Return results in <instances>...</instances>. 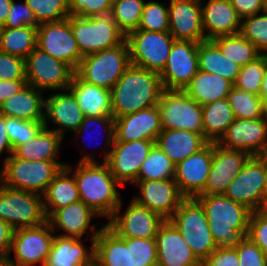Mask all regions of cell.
I'll return each mask as SVG.
<instances>
[{"label":"cell","mask_w":267,"mask_h":266,"mask_svg":"<svg viewBox=\"0 0 267 266\" xmlns=\"http://www.w3.org/2000/svg\"><path fill=\"white\" fill-rule=\"evenodd\" d=\"M89 266H99V265L96 262H94L93 264H91Z\"/></svg>","instance_id":"66"},{"label":"cell","mask_w":267,"mask_h":266,"mask_svg":"<svg viewBox=\"0 0 267 266\" xmlns=\"http://www.w3.org/2000/svg\"><path fill=\"white\" fill-rule=\"evenodd\" d=\"M170 32L134 30L126 36L132 65L160 74L174 42Z\"/></svg>","instance_id":"10"},{"label":"cell","mask_w":267,"mask_h":266,"mask_svg":"<svg viewBox=\"0 0 267 266\" xmlns=\"http://www.w3.org/2000/svg\"><path fill=\"white\" fill-rule=\"evenodd\" d=\"M235 119H258L267 115L260 96L233 87L227 95Z\"/></svg>","instance_id":"40"},{"label":"cell","mask_w":267,"mask_h":266,"mask_svg":"<svg viewBox=\"0 0 267 266\" xmlns=\"http://www.w3.org/2000/svg\"><path fill=\"white\" fill-rule=\"evenodd\" d=\"M43 196V207L47 219L57 210L80 201L74 175L65 167L50 182Z\"/></svg>","instance_id":"34"},{"label":"cell","mask_w":267,"mask_h":266,"mask_svg":"<svg viewBox=\"0 0 267 266\" xmlns=\"http://www.w3.org/2000/svg\"><path fill=\"white\" fill-rule=\"evenodd\" d=\"M122 207L123 201L106 223L121 238H155L160 226L166 221L134 200L129 202L123 212Z\"/></svg>","instance_id":"13"},{"label":"cell","mask_w":267,"mask_h":266,"mask_svg":"<svg viewBox=\"0 0 267 266\" xmlns=\"http://www.w3.org/2000/svg\"><path fill=\"white\" fill-rule=\"evenodd\" d=\"M13 0L11 3L10 11L8 13L5 28H17L21 26H38L33 11L28 7L25 0Z\"/></svg>","instance_id":"53"},{"label":"cell","mask_w":267,"mask_h":266,"mask_svg":"<svg viewBox=\"0 0 267 266\" xmlns=\"http://www.w3.org/2000/svg\"><path fill=\"white\" fill-rule=\"evenodd\" d=\"M240 33L256 46L261 54H267V13L261 12L245 18Z\"/></svg>","instance_id":"47"},{"label":"cell","mask_w":267,"mask_h":266,"mask_svg":"<svg viewBox=\"0 0 267 266\" xmlns=\"http://www.w3.org/2000/svg\"><path fill=\"white\" fill-rule=\"evenodd\" d=\"M260 98L263 101V104L265 108L267 109V66L264 71L262 85H261V91H260Z\"/></svg>","instance_id":"61"},{"label":"cell","mask_w":267,"mask_h":266,"mask_svg":"<svg viewBox=\"0 0 267 266\" xmlns=\"http://www.w3.org/2000/svg\"><path fill=\"white\" fill-rule=\"evenodd\" d=\"M208 143L203 134L176 129H162L155 141V145H157L175 165L192 154L199 152Z\"/></svg>","instance_id":"30"},{"label":"cell","mask_w":267,"mask_h":266,"mask_svg":"<svg viewBox=\"0 0 267 266\" xmlns=\"http://www.w3.org/2000/svg\"><path fill=\"white\" fill-rule=\"evenodd\" d=\"M233 87L234 84L230 80L199 70L183 91L199 105L204 106L227 98Z\"/></svg>","instance_id":"33"},{"label":"cell","mask_w":267,"mask_h":266,"mask_svg":"<svg viewBox=\"0 0 267 266\" xmlns=\"http://www.w3.org/2000/svg\"><path fill=\"white\" fill-rule=\"evenodd\" d=\"M6 264H7V262H6V258L0 256V266H5Z\"/></svg>","instance_id":"63"},{"label":"cell","mask_w":267,"mask_h":266,"mask_svg":"<svg viewBox=\"0 0 267 266\" xmlns=\"http://www.w3.org/2000/svg\"><path fill=\"white\" fill-rule=\"evenodd\" d=\"M84 117L76 98L69 89L57 91L45 98L44 127L55 131L63 138L67 132L77 131ZM50 122L56 128H50Z\"/></svg>","instance_id":"22"},{"label":"cell","mask_w":267,"mask_h":266,"mask_svg":"<svg viewBox=\"0 0 267 266\" xmlns=\"http://www.w3.org/2000/svg\"><path fill=\"white\" fill-rule=\"evenodd\" d=\"M169 32L175 40H206L202 24L201 0H170Z\"/></svg>","instance_id":"23"},{"label":"cell","mask_w":267,"mask_h":266,"mask_svg":"<svg viewBox=\"0 0 267 266\" xmlns=\"http://www.w3.org/2000/svg\"><path fill=\"white\" fill-rule=\"evenodd\" d=\"M161 131L160 112L156 105L115 118L114 142L156 141Z\"/></svg>","instance_id":"25"},{"label":"cell","mask_w":267,"mask_h":266,"mask_svg":"<svg viewBox=\"0 0 267 266\" xmlns=\"http://www.w3.org/2000/svg\"><path fill=\"white\" fill-rule=\"evenodd\" d=\"M82 239L55 236L45 266H89L95 262V240L88 250Z\"/></svg>","instance_id":"28"},{"label":"cell","mask_w":267,"mask_h":266,"mask_svg":"<svg viewBox=\"0 0 267 266\" xmlns=\"http://www.w3.org/2000/svg\"><path fill=\"white\" fill-rule=\"evenodd\" d=\"M131 245L132 266H157V246L155 238H123Z\"/></svg>","instance_id":"49"},{"label":"cell","mask_w":267,"mask_h":266,"mask_svg":"<svg viewBox=\"0 0 267 266\" xmlns=\"http://www.w3.org/2000/svg\"><path fill=\"white\" fill-rule=\"evenodd\" d=\"M213 161V143L175 165L174 180L184 198L203 193Z\"/></svg>","instance_id":"20"},{"label":"cell","mask_w":267,"mask_h":266,"mask_svg":"<svg viewBox=\"0 0 267 266\" xmlns=\"http://www.w3.org/2000/svg\"><path fill=\"white\" fill-rule=\"evenodd\" d=\"M82 153L85 154L75 170L70 164L66 168L74 175L80 200L99 217L109 220L121 204L122 198L118 190L121 184L105 162H98L93 153Z\"/></svg>","instance_id":"1"},{"label":"cell","mask_w":267,"mask_h":266,"mask_svg":"<svg viewBox=\"0 0 267 266\" xmlns=\"http://www.w3.org/2000/svg\"><path fill=\"white\" fill-rule=\"evenodd\" d=\"M212 41L226 57L241 67L246 66L261 55L256 46L241 33L219 36Z\"/></svg>","instance_id":"39"},{"label":"cell","mask_w":267,"mask_h":266,"mask_svg":"<svg viewBox=\"0 0 267 266\" xmlns=\"http://www.w3.org/2000/svg\"><path fill=\"white\" fill-rule=\"evenodd\" d=\"M217 144L251 156L267 155V115L258 119H235Z\"/></svg>","instance_id":"18"},{"label":"cell","mask_w":267,"mask_h":266,"mask_svg":"<svg viewBox=\"0 0 267 266\" xmlns=\"http://www.w3.org/2000/svg\"><path fill=\"white\" fill-rule=\"evenodd\" d=\"M37 26L3 28L0 39V52L26 57L36 48Z\"/></svg>","instance_id":"38"},{"label":"cell","mask_w":267,"mask_h":266,"mask_svg":"<svg viewBox=\"0 0 267 266\" xmlns=\"http://www.w3.org/2000/svg\"><path fill=\"white\" fill-rule=\"evenodd\" d=\"M4 150L9 155L6 156L3 161H5L7 157L13 154V147L9 139L7 129L5 128V116L0 114V157Z\"/></svg>","instance_id":"59"},{"label":"cell","mask_w":267,"mask_h":266,"mask_svg":"<svg viewBox=\"0 0 267 266\" xmlns=\"http://www.w3.org/2000/svg\"><path fill=\"white\" fill-rule=\"evenodd\" d=\"M263 12L267 13V0H263Z\"/></svg>","instance_id":"64"},{"label":"cell","mask_w":267,"mask_h":266,"mask_svg":"<svg viewBox=\"0 0 267 266\" xmlns=\"http://www.w3.org/2000/svg\"><path fill=\"white\" fill-rule=\"evenodd\" d=\"M3 28H4V25L2 23H0V39H1V34H2V31H3Z\"/></svg>","instance_id":"65"},{"label":"cell","mask_w":267,"mask_h":266,"mask_svg":"<svg viewBox=\"0 0 267 266\" xmlns=\"http://www.w3.org/2000/svg\"><path fill=\"white\" fill-rule=\"evenodd\" d=\"M74 70L65 62L36 47L25 59V76L28 85L45 91L68 89Z\"/></svg>","instance_id":"11"},{"label":"cell","mask_w":267,"mask_h":266,"mask_svg":"<svg viewBox=\"0 0 267 266\" xmlns=\"http://www.w3.org/2000/svg\"><path fill=\"white\" fill-rule=\"evenodd\" d=\"M0 80H26L25 60L0 52Z\"/></svg>","instance_id":"54"},{"label":"cell","mask_w":267,"mask_h":266,"mask_svg":"<svg viewBox=\"0 0 267 266\" xmlns=\"http://www.w3.org/2000/svg\"><path fill=\"white\" fill-rule=\"evenodd\" d=\"M131 65L127 41L81 59L75 74L83 81L111 90Z\"/></svg>","instance_id":"6"},{"label":"cell","mask_w":267,"mask_h":266,"mask_svg":"<svg viewBox=\"0 0 267 266\" xmlns=\"http://www.w3.org/2000/svg\"><path fill=\"white\" fill-rule=\"evenodd\" d=\"M0 184L7 188L43 195L50 182L67 164L60 161L23 160L11 154L2 163Z\"/></svg>","instance_id":"4"},{"label":"cell","mask_w":267,"mask_h":266,"mask_svg":"<svg viewBox=\"0 0 267 266\" xmlns=\"http://www.w3.org/2000/svg\"><path fill=\"white\" fill-rule=\"evenodd\" d=\"M234 120L227 98L202 106L203 135L209 143H218Z\"/></svg>","instance_id":"36"},{"label":"cell","mask_w":267,"mask_h":266,"mask_svg":"<svg viewBox=\"0 0 267 266\" xmlns=\"http://www.w3.org/2000/svg\"><path fill=\"white\" fill-rule=\"evenodd\" d=\"M44 93L26 84L0 105V114L26 121L44 122Z\"/></svg>","instance_id":"29"},{"label":"cell","mask_w":267,"mask_h":266,"mask_svg":"<svg viewBox=\"0 0 267 266\" xmlns=\"http://www.w3.org/2000/svg\"><path fill=\"white\" fill-rule=\"evenodd\" d=\"M112 0H69V16L90 18L111 13Z\"/></svg>","instance_id":"50"},{"label":"cell","mask_w":267,"mask_h":266,"mask_svg":"<svg viewBox=\"0 0 267 266\" xmlns=\"http://www.w3.org/2000/svg\"><path fill=\"white\" fill-rule=\"evenodd\" d=\"M14 229L0 219V256L7 257L11 248Z\"/></svg>","instance_id":"58"},{"label":"cell","mask_w":267,"mask_h":266,"mask_svg":"<svg viewBox=\"0 0 267 266\" xmlns=\"http://www.w3.org/2000/svg\"><path fill=\"white\" fill-rule=\"evenodd\" d=\"M63 140L55 131L43 127L30 141L18 145L13 154L23 160L59 161L56 159Z\"/></svg>","instance_id":"35"},{"label":"cell","mask_w":267,"mask_h":266,"mask_svg":"<svg viewBox=\"0 0 267 266\" xmlns=\"http://www.w3.org/2000/svg\"><path fill=\"white\" fill-rule=\"evenodd\" d=\"M265 181V155L252 156L238 175L229 183L224 195L250 209H262Z\"/></svg>","instance_id":"15"},{"label":"cell","mask_w":267,"mask_h":266,"mask_svg":"<svg viewBox=\"0 0 267 266\" xmlns=\"http://www.w3.org/2000/svg\"><path fill=\"white\" fill-rule=\"evenodd\" d=\"M38 24L69 17V0H25Z\"/></svg>","instance_id":"45"},{"label":"cell","mask_w":267,"mask_h":266,"mask_svg":"<svg viewBox=\"0 0 267 266\" xmlns=\"http://www.w3.org/2000/svg\"><path fill=\"white\" fill-rule=\"evenodd\" d=\"M97 216L99 217L98 214L80 200L57 209L47 220L54 232L56 229L64 232L59 234L60 236L84 239L82 236L87 233V240H95L101 228L99 226L98 229L91 223L93 217ZM88 229L90 230L89 233ZM88 236H90L89 239Z\"/></svg>","instance_id":"24"},{"label":"cell","mask_w":267,"mask_h":266,"mask_svg":"<svg viewBox=\"0 0 267 266\" xmlns=\"http://www.w3.org/2000/svg\"><path fill=\"white\" fill-rule=\"evenodd\" d=\"M36 47L65 62L74 71L83 58L68 18L39 24Z\"/></svg>","instance_id":"14"},{"label":"cell","mask_w":267,"mask_h":266,"mask_svg":"<svg viewBox=\"0 0 267 266\" xmlns=\"http://www.w3.org/2000/svg\"><path fill=\"white\" fill-rule=\"evenodd\" d=\"M26 84V80H0V105L18 93Z\"/></svg>","instance_id":"57"},{"label":"cell","mask_w":267,"mask_h":266,"mask_svg":"<svg viewBox=\"0 0 267 266\" xmlns=\"http://www.w3.org/2000/svg\"><path fill=\"white\" fill-rule=\"evenodd\" d=\"M145 1L146 0H112L110 14L125 36L138 29Z\"/></svg>","instance_id":"42"},{"label":"cell","mask_w":267,"mask_h":266,"mask_svg":"<svg viewBox=\"0 0 267 266\" xmlns=\"http://www.w3.org/2000/svg\"><path fill=\"white\" fill-rule=\"evenodd\" d=\"M154 145L152 140L114 142L105 163L121 186L136 182L141 166Z\"/></svg>","instance_id":"17"},{"label":"cell","mask_w":267,"mask_h":266,"mask_svg":"<svg viewBox=\"0 0 267 266\" xmlns=\"http://www.w3.org/2000/svg\"><path fill=\"white\" fill-rule=\"evenodd\" d=\"M0 219L14 230L45 223L43 196L0 184Z\"/></svg>","instance_id":"8"},{"label":"cell","mask_w":267,"mask_h":266,"mask_svg":"<svg viewBox=\"0 0 267 266\" xmlns=\"http://www.w3.org/2000/svg\"><path fill=\"white\" fill-rule=\"evenodd\" d=\"M267 257V209L251 213L247 236Z\"/></svg>","instance_id":"51"},{"label":"cell","mask_w":267,"mask_h":266,"mask_svg":"<svg viewBox=\"0 0 267 266\" xmlns=\"http://www.w3.org/2000/svg\"><path fill=\"white\" fill-rule=\"evenodd\" d=\"M196 199L205 211L211 234L218 247L235 246L247 236L252 213L250 209L224 194L200 195Z\"/></svg>","instance_id":"3"},{"label":"cell","mask_w":267,"mask_h":266,"mask_svg":"<svg viewBox=\"0 0 267 266\" xmlns=\"http://www.w3.org/2000/svg\"><path fill=\"white\" fill-rule=\"evenodd\" d=\"M114 122H115V119H114L113 116H98V117L85 116L84 120L82 121V124L80 125V128L77 131H75L72 135H76L78 137V136H80L82 134L81 136L84 137V136H86V132L89 133L90 130H92L91 133H93V132L97 133L100 130V129L98 130L97 128H101L102 127L103 128V130H102L103 132L101 131V133L106 132L105 135L107 136L106 137L104 134H102L103 136H105V140H106V142L103 143V145L104 144L106 145L104 147L106 149L103 150L104 157H103L102 161L106 162V160H107V158H108V156H109V154L111 152L110 147L112 148V146L114 144V141H115V138H114ZM93 130H95V131H93ZM99 137H101V134L99 135ZM94 140H96V138Z\"/></svg>","instance_id":"46"},{"label":"cell","mask_w":267,"mask_h":266,"mask_svg":"<svg viewBox=\"0 0 267 266\" xmlns=\"http://www.w3.org/2000/svg\"><path fill=\"white\" fill-rule=\"evenodd\" d=\"M12 1L13 0H0V23L3 25L6 22Z\"/></svg>","instance_id":"60"},{"label":"cell","mask_w":267,"mask_h":266,"mask_svg":"<svg viewBox=\"0 0 267 266\" xmlns=\"http://www.w3.org/2000/svg\"><path fill=\"white\" fill-rule=\"evenodd\" d=\"M95 262L99 266H132L131 245L105 224L95 239Z\"/></svg>","instance_id":"32"},{"label":"cell","mask_w":267,"mask_h":266,"mask_svg":"<svg viewBox=\"0 0 267 266\" xmlns=\"http://www.w3.org/2000/svg\"><path fill=\"white\" fill-rule=\"evenodd\" d=\"M157 107L162 129L186 130L203 134L202 106L183 90L164 89Z\"/></svg>","instance_id":"12"},{"label":"cell","mask_w":267,"mask_h":266,"mask_svg":"<svg viewBox=\"0 0 267 266\" xmlns=\"http://www.w3.org/2000/svg\"><path fill=\"white\" fill-rule=\"evenodd\" d=\"M133 185L139 187V193L132 200L164 220H169L174 215L184 199L174 179L136 180Z\"/></svg>","instance_id":"19"},{"label":"cell","mask_w":267,"mask_h":266,"mask_svg":"<svg viewBox=\"0 0 267 266\" xmlns=\"http://www.w3.org/2000/svg\"><path fill=\"white\" fill-rule=\"evenodd\" d=\"M241 20L263 12V0H230Z\"/></svg>","instance_id":"56"},{"label":"cell","mask_w":267,"mask_h":266,"mask_svg":"<svg viewBox=\"0 0 267 266\" xmlns=\"http://www.w3.org/2000/svg\"><path fill=\"white\" fill-rule=\"evenodd\" d=\"M169 221L181 233L201 263L218 248L205 211L196 198H184Z\"/></svg>","instance_id":"5"},{"label":"cell","mask_w":267,"mask_h":266,"mask_svg":"<svg viewBox=\"0 0 267 266\" xmlns=\"http://www.w3.org/2000/svg\"><path fill=\"white\" fill-rule=\"evenodd\" d=\"M233 247L237 252L239 266H267V257L248 237H243Z\"/></svg>","instance_id":"52"},{"label":"cell","mask_w":267,"mask_h":266,"mask_svg":"<svg viewBox=\"0 0 267 266\" xmlns=\"http://www.w3.org/2000/svg\"><path fill=\"white\" fill-rule=\"evenodd\" d=\"M166 3L145 1L141 15L139 30L152 32H169V14Z\"/></svg>","instance_id":"44"},{"label":"cell","mask_w":267,"mask_h":266,"mask_svg":"<svg viewBox=\"0 0 267 266\" xmlns=\"http://www.w3.org/2000/svg\"><path fill=\"white\" fill-rule=\"evenodd\" d=\"M199 70L217 74L233 84L238 77L241 66L226 57L212 40L198 43Z\"/></svg>","instance_id":"37"},{"label":"cell","mask_w":267,"mask_h":266,"mask_svg":"<svg viewBox=\"0 0 267 266\" xmlns=\"http://www.w3.org/2000/svg\"><path fill=\"white\" fill-rule=\"evenodd\" d=\"M262 209H267V155H265V181L262 194Z\"/></svg>","instance_id":"62"},{"label":"cell","mask_w":267,"mask_h":266,"mask_svg":"<svg viewBox=\"0 0 267 266\" xmlns=\"http://www.w3.org/2000/svg\"><path fill=\"white\" fill-rule=\"evenodd\" d=\"M43 127V122L26 121L12 117H5V128L7 129L13 150L18 145L30 141Z\"/></svg>","instance_id":"48"},{"label":"cell","mask_w":267,"mask_h":266,"mask_svg":"<svg viewBox=\"0 0 267 266\" xmlns=\"http://www.w3.org/2000/svg\"><path fill=\"white\" fill-rule=\"evenodd\" d=\"M175 164L159 148L154 145L143 162L137 180L174 179Z\"/></svg>","instance_id":"41"},{"label":"cell","mask_w":267,"mask_h":266,"mask_svg":"<svg viewBox=\"0 0 267 266\" xmlns=\"http://www.w3.org/2000/svg\"><path fill=\"white\" fill-rule=\"evenodd\" d=\"M266 66L267 54H261L254 61L241 67L234 87L259 96Z\"/></svg>","instance_id":"43"},{"label":"cell","mask_w":267,"mask_h":266,"mask_svg":"<svg viewBox=\"0 0 267 266\" xmlns=\"http://www.w3.org/2000/svg\"><path fill=\"white\" fill-rule=\"evenodd\" d=\"M198 71V43L174 40L167 64L159 74L163 88L183 90Z\"/></svg>","instance_id":"16"},{"label":"cell","mask_w":267,"mask_h":266,"mask_svg":"<svg viewBox=\"0 0 267 266\" xmlns=\"http://www.w3.org/2000/svg\"><path fill=\"white\" fill-rule=\"evenodd\" d=\"M54 233L48 220L36 227L14 230L9 255L6 257L7 264L9 266H36L37 264L45 266Z\"/></svg>","instance_id":"9"},{"label":"cell","mask_w":267,"mask_h":266,"mask_svg":"<svg viewBox=\"0 0 267 266\" xmlns=\"http://www.w3.org/2000/svg\"><path fill=\"white\" fill-rule=\"evenodd\" d=\"M157 266H202L175 226L166 220L155 237Z\"/></svg>","instance_id":"26"},{"label":"cell","mask_w":267,"mask_h":266,"mask_svg":"<svg viewBox=\"0 0 267 266\" xmlns=\"http://www.w3.org/2000/svg\"><path fill=\"white\" fill-rule=\"evenodd\" d=\"M207 1L204 4L201 0L202 24L206 40L240 33L242 20L230 0Z\"/></svg>","instance_id":"27"},{"label":"cell","mask_w":267,"mask_h":266,"mask_svg":"<svg viewBox=\"0 0 267 266\" xmlns=\"http://www.w3.org/2000/svg\"><path fill=\"white\" fill-rule=\"evenodd\" d=\"M68 89L85 116H113L110 90L87 83L75 73Z\"/></svg>","instance_id":"31"},{"label":"cell","mask_w":267,"mask_h":266,"mask_svg":"<svg viewBox=\"0 0 267 266\" xmlns=\"http://www.w3.org/2000/svg\"><path fill=\"white\" fill-rule=\"evenodd\" d=\"M163 90L158 73L131 64L110 90L114 119L156 106Z\"/></svg>","instance_id":"2"},{"label":"cell","mask_w":267,"mask_h":266,"mask_svg":"<svg viewBox=\"0 0 267 266\" xmlns=\"http://www.w3.org/2000/svg\"><path fill=\"white\" fill-rule=\"evenodd\" d=\"M68 19L82 57L116 47L126 40L111 14Z\"/></svg>","instance_id":"7"},{"label":"cell","mask_w":267,"mask_h":266,"mask_svg":"<svg viewBox=\"0 0 267 266\" xmlns=\"http://www.w3.org/2000/svg\"><path fill=\"white\" fill-rule=\"evenodd\" d=\"M251 157L245 151L225 149L217 143H213V161L201 195L224 194L229 183Z\"/></svg>","instance_id":"21"},{"label":"cell","mask_w":267,"mask_h":266,"mask_svg":"<svg viewBox=\"0 0 267 266\" xmlns=\"http://www.w3.org/2000/svg\"><path fill=\"white\" fill-rule=\"evenodd\" d=\"M202 266H239L236 249L233 246L218 247Z\"/></svg>","instance_id":"55"}]
</instances>
